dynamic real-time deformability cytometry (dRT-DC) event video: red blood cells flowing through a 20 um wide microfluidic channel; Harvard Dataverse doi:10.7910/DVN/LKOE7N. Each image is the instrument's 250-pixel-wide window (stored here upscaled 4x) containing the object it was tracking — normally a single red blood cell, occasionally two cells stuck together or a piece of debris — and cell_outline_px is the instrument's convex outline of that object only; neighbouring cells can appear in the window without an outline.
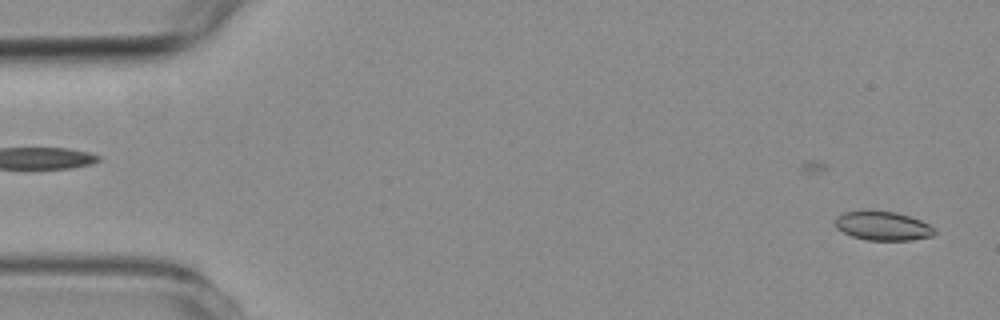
{"species": "common noctule bat (a hibernating species)", "species_latin": "Nyctalus noctula", "temperature_condition": "room temperature", "stored_images_in_passage": 6, "camera_frame_rate_fps": 3000, "um_per_image_px": 0.085, "animal": {"sex": "female", "body_mass_g": 19.3, "forearm_length_mm": 54.1}, "frame": {"image": 1, "passage_image": 2, "time_ms": 1.333, "image_size_px": [1000, 320], "cell_outline_px": [[936, 232], [932, 236], [912, 240], [868, 240], [852, 236], [836, 228], [836, 216], [844, 212], [896, 212], [920, 220], [936, 228]], "centroid_in_image_um": [75.08, 19.22], "position_along_channel_um": 9.9, "area_um2": 16.42}}
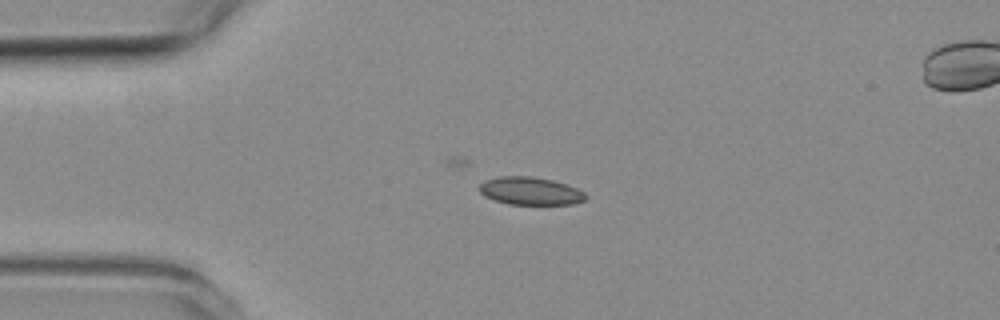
{"frame": {"image": 2, "passage_image": 5, "time_ms": 4.667, "image_size_px": [1000, 320], "cell_outline_px": [[588, 196], [584, 200], [572, 204], [508, 204], [484, 196], [476, 188], [484, 180], [500, 176], [532, 176], [552, 180], [576, 188], [584, 192]], "centroid_in_image_um": [45.03, 16.23], "position_along_channel_um": 40.0, "area_um2": 17.22}}